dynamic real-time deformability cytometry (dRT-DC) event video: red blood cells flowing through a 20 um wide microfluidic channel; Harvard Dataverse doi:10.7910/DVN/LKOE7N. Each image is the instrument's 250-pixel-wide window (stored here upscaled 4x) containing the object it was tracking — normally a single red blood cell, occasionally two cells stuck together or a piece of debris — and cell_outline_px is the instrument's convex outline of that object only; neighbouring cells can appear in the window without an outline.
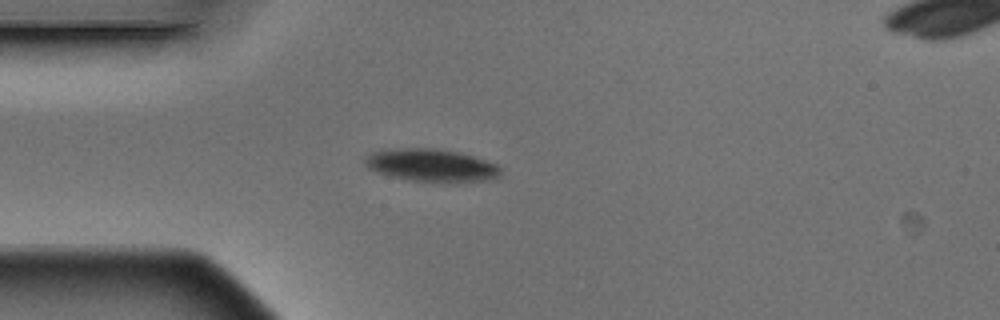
{"species": "Egyptian fruit bat (a non-hibernating species)", "species_latin": "Rousettus aegyptiacus", "temperature_condition": "warm", "stored_images_in_passage": 3, "camera_frame_rate_fps": 3000, "um_per_image_px": 0.085, "animal": {"sex": "male"}, "frame": {"image": 1, "passage_image": 3, "time_ms": 0.667, "image_size_px": [1000, 320], "cell_outline_px": [[500, 176], [496, 180], [456, 184], [448, 184], [408, 180], [388, 176], [376, 172], [368, 168], [364, 164], [364, 156], [372, 152], [392, 148], [436, 148], [460, 152], [496, 164], [500, 168]], "centroid_in_image_um": [36.69, 14.09], "position_along_channel_um": 48.3, "area_um2": 26.88}}